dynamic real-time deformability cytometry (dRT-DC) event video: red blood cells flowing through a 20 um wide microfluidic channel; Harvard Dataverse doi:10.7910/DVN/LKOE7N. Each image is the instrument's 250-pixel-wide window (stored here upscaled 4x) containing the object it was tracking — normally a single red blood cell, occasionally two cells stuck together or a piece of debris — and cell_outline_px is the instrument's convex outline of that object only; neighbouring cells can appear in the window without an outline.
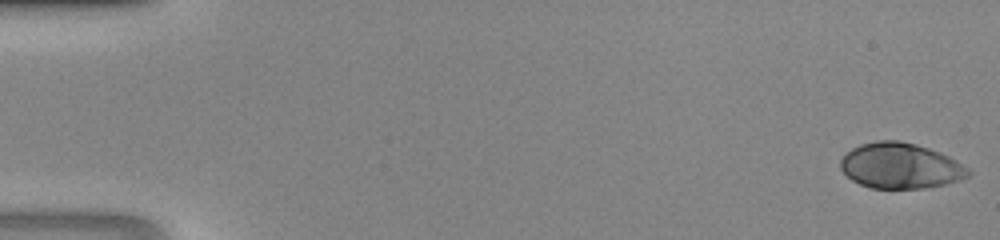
{"species": "human", "species_latin": "Homo sapiens", "temperature_condition": "room temperature", "stored_images_in_passage": 46, "camera_frame_rate_fps": 3000, "um_per_image_px": 0.085, "donor": {"sex": "male"}, "frame": {"image": 1, "passage_image": 1, "time_ms": 0.0, "image_size_px": [1000, 240], "cell_outline_px": [[972, 172], [968, 176], [960, 180], [948, 184], [924, 188], [872, 188], [860, 184], [852, 180], [840, 168], [840, 160], [852, 148], [860, 144], [876, 140], [900, 140], [916, 144], [940, 152], [956, 160], [968, 168]], "centroid_in_image_um": [76.55, 14.09], "position_along_channel_um": 8.4, "area_um2": 33.99}}
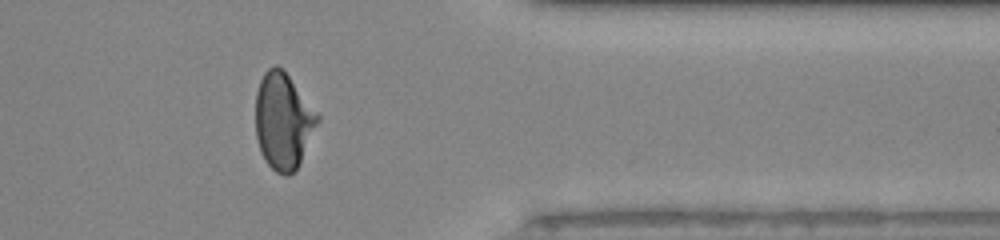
{"frame": {"image": 2, "passage_image": 38, "time_ms": 12.333, "image_size_px": [1000, 240], "cell_outline_px": [[320, 120], [300, 164], [288, 176], [284, 176], [276, 172], [268, 164], [260, 152], [256, 136], [256, 92], [260, 80], [264, 72], [268, 68], [276, 64], [284, 68], [320, 116]], "centroid_in_image_um": [24.08, 10.26], "position_along_channel_um": 387.3, "area_um2": 35.14}}
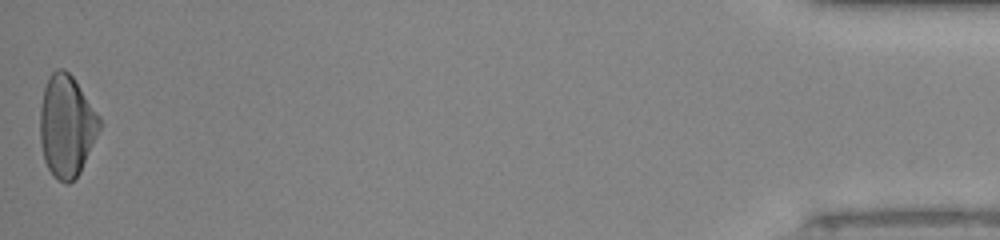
{"frame": {"image": 3, "passage_image": 46, "time_ms": 15.0, "image_size_px": [1000, 240], "cell_outline_px": [[100, 128], [80, 172], [68, 184], [64, 184], [52, 176], [44, 160], [40, 144], [40, 108], [44, 88], [48, 76], [56, 68], [64, 68], [72, 76], [100, 116]], "centroid_in_image_um": [5.63, 10.7], "position_along_channel_um": 429.6, "area_um2": 35.26}}